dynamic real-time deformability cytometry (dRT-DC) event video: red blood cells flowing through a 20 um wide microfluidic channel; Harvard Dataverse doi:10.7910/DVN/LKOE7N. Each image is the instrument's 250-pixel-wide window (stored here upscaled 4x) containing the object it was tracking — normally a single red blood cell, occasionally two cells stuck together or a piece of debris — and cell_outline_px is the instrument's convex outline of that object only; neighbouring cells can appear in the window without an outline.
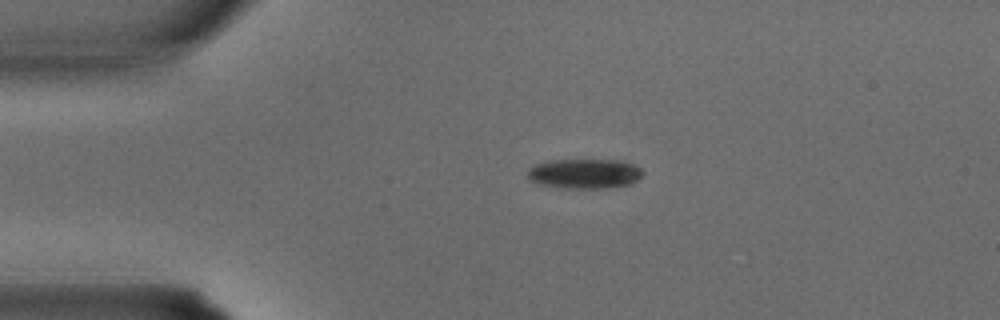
{"species": "common noctule bat (a hibernating species)", "species_latin": "Nyctalus noctula", "temperature_condition": "warm", "stored_images_in_passage": 28, "camera_frame_rate_fps": 3000, "um_per_image_px": 0.085, "animal": {"sex": "male", "body_mass_g": 15.6}, "frame": {"image": 1, "passage_image": 1, "time_ms": 0.0, "image_size_px": [1000, 320], "cell_outline_px": [[644, 172], [632, 184], [608, 188], [564, 188], [536, 184], [528, 176], [528, 168], [536, 164], [548, 160], [620, 160], [632, 164], [640, 168]], "centroid_in_image_um": [49.68, 14.76], "position_along_channel_um": 35.3, "area_um2": 20.06}}
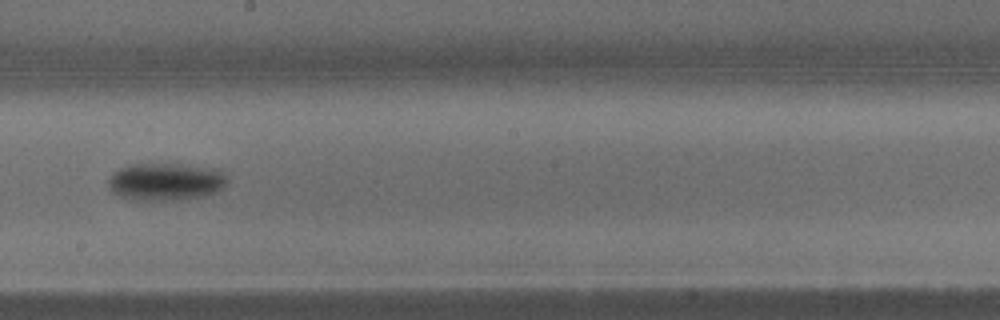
{"frame": {"image": 2, "passage_image": 13, "time_ms": 4.0, "image_size_px": [1000, 320], "cell_outline_px": [[228, 180], [216, 192], [204, 196], [180, 200], [136, 200], [120, 196], [112, 192], [108, 188], [108, 180], [120, 168], [128, 164], [180, 164], [216, 168]], "centroid_in_image_um": [14.06, 15.45], "position_along_channel_um": 234.1, "area_um2": 25.89}}
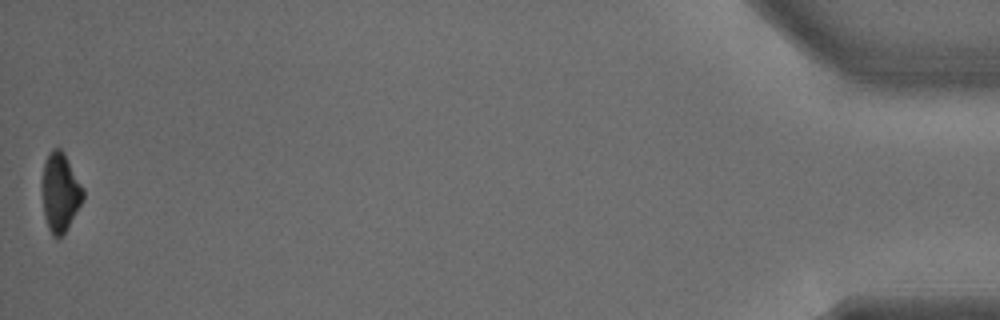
{"frame": {"image": 3, "passage_image": 28, "time_ms": 9.0, "image_size_px": [1000, 320], "cell_outline_px": [[84, 200], [68, 228], [56, 240], [52, 236], [48, 228], [44, 216], [40, 184], [44, 160], [48, 152], [52, 148], [60, 148], [64, 152], [84, 188]], "centroid_in_image_um": [5.09, 16.33], "position_along_channel_um": 430.1, "area_um2": 19.54}}